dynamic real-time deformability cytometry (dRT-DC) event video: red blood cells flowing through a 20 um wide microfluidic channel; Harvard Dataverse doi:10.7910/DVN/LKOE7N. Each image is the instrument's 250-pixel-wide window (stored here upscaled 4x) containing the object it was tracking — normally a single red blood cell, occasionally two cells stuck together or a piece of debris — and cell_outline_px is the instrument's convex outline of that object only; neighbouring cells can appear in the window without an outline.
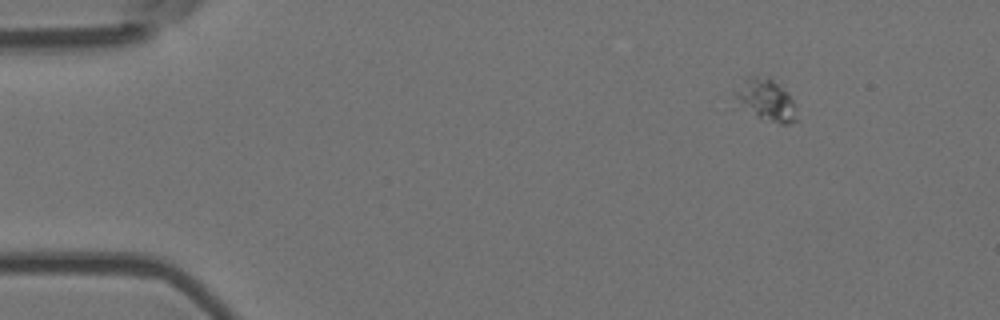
{"species": "Egyptian fruit bat (a non-hibernating species)", "species_latin": "Rousettus aegyptiacus", "temperature_condition": "room temperature", "stored_images_in_passage": 5, "camera_frame_rate_fps": 3000, "um_per_image_px": 0.085, "animal": {"sex": "female"}, "frame": {"image": 1, "passage_image": 1, "time_ms": 0.0, "image_size_px": [1000, 320], "cell_outline_px": [[796, 120], [788, 124], [780, 124], [732, 108], [736, 92], [744, 80], [748, 76], [768, 76], [788, 92], [792, 100]], "centroid_in_image_um": [65.01, 8.51], "position_along_channel_um": 20.0, "area_um2": 15.26}}
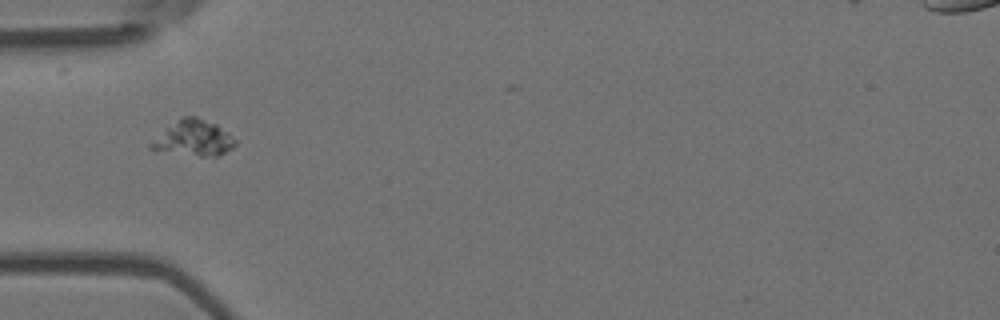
{"frame": {"image": 2, "passage_image": 4, "time_ms": 1.0, "image_size_px": [1000, 320], "cell_outline_px": [[236, 144], [232, 148], [216, 156], [200, 156], [148, 148], [148, 144], [168, 128], [184, 116], [196, 116], [216, 124], [232, 136], [236, 140]], "centroid_in_image_um": [16.51, 11.74], "position_along_channel_um": 68.5, "area_um2": 16.76}}
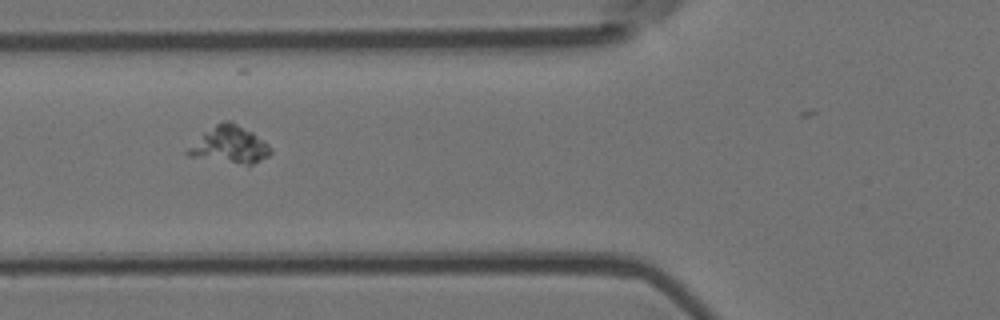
{"frame": {"image": 3, "passage_image": 5, "time_ms": 1.333, "image_size_px": [1000, 320], "cell_outline_px": [[272, 152], [268, 156], [248, 168], [188, 156], [184, 152], [204, 132], [216, 124], [224, 120], [232, 120], [252, 132], [264, 140], [272, 148]], "centroid_in_image_um": [19.55, 12.37], "position_along_channel_um": 106.3, "area_um2": 18.61}}